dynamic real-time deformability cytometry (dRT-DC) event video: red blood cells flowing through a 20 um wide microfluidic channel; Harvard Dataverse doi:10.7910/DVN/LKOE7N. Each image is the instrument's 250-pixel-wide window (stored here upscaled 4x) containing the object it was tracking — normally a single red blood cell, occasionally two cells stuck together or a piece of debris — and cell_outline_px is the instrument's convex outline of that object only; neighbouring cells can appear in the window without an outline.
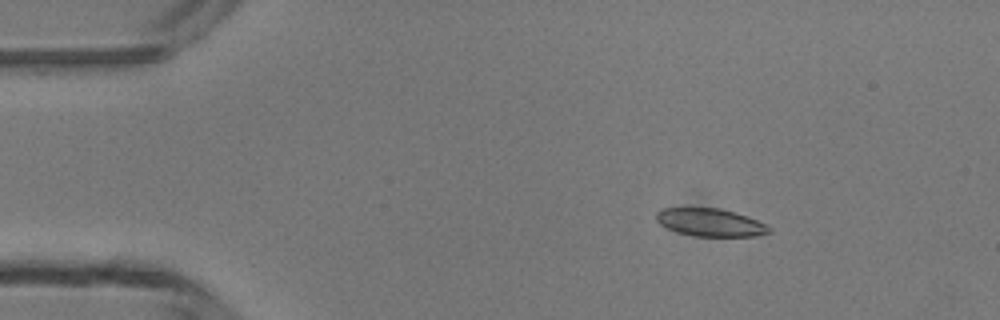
{"species": "common noctule bat (a hibernating species)", "species_latin": "Nyctalus noctula", "temperature_condition": "room temperature", "stored_images_in_passage": 4, "camera_frame_rate_fps": 3000, "um_per_image_px": 0.085, "animal": {"sex": "male", "body_mass_g": 13.3}, "frame": {"image": 1, "passage_image": 3, "time_ms": 2.333, "image_size_px": [1000, 320], "cell_outline_px": [[772, 232], [756, 236], [696, 236], [680, 232], [668, 228], [660, 224], [656, 220], [656, 212], [660, 208], [720, 208], [748, 216], [772, 228]], "centroid_in_image_um": [60.39, 18.9], "position_along_channel_um": 24.6, "area_um2": 18.21}}
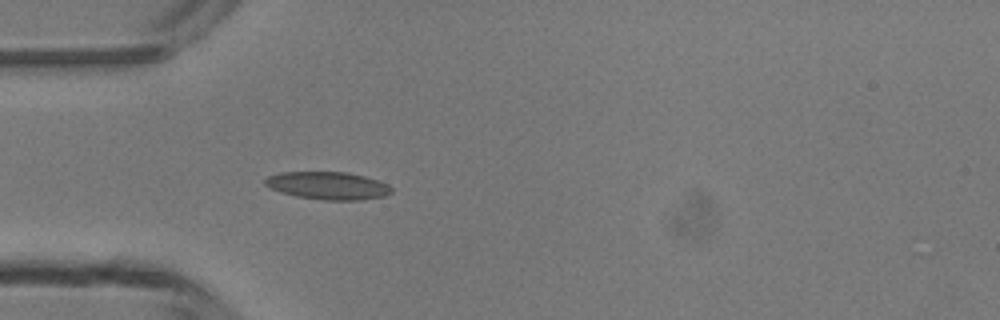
{"frame": {"image": 2, "passage_image": 4, "time_ms": 4.667, "image_size_px": [1000, 320], "cell_outline_px": [[392, 192], [384, 196], [360, 200], [324, 200], [296, 196], [280, 192], [264, 184], [264, 180], [268, 176], [280, 172], [344, 172], [364, 176], [388, 184], [392, 188]], "centroid_in_image_um": [27.86, 15.78], "position_along_channel_um": 57.1, "area_um2": 20.29}}